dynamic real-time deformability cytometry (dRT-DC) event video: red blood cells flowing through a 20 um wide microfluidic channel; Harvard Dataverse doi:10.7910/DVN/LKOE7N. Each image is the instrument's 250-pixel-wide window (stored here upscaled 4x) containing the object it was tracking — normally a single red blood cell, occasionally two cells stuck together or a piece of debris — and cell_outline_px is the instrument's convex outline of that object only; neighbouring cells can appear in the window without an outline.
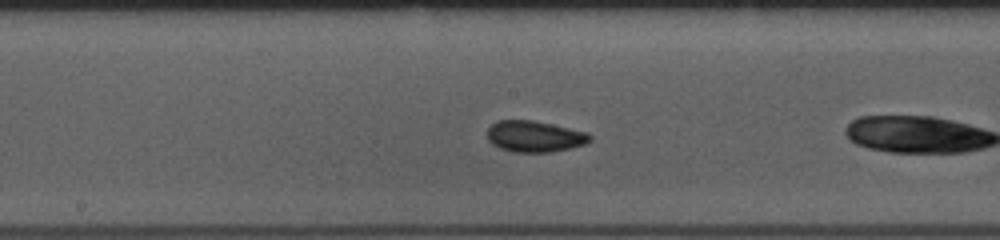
{"species": "common noctule bat (a hibernating species)", "species_latin": "Nyctalus noctula", "temperature_condition": "room temperature", "stored_images_in_passage": 38, "camera_frame_rate_fps": 3000, "um_per_image_px": 0.085, "animal": {"sex": "female", "body_mass_g": 10.0, "forearm_length_mm": 53.1}, "frame": {"image": 1, "passage_image": 12, "time_ms": 3.667, "image_size_px": [1000, 240], "cell_outline_px": [[592, 140], [584, 144], [552, 152], [512, 152], [500, 148], [492, 144], [488, 140], [488, 128], [496, 120], [532, 120], [552, 124], [588, 132], [592, 136]], "centroid_in_image_um": [45.44, 11.59], "position_along_channel_um": 202.8, "area_um2": 18.73}, "authors_computed_cell_mechanics": {"area_um2": 18.0914, "velocity_mm_per_s": 3.8018, "shape_relaxation_time_tau1_ms": 1.1674, "shape_relaxation_time_tau2_ms": null, "deformation_change_tau1": 0.0481, "deformation_change_tau2": null}}